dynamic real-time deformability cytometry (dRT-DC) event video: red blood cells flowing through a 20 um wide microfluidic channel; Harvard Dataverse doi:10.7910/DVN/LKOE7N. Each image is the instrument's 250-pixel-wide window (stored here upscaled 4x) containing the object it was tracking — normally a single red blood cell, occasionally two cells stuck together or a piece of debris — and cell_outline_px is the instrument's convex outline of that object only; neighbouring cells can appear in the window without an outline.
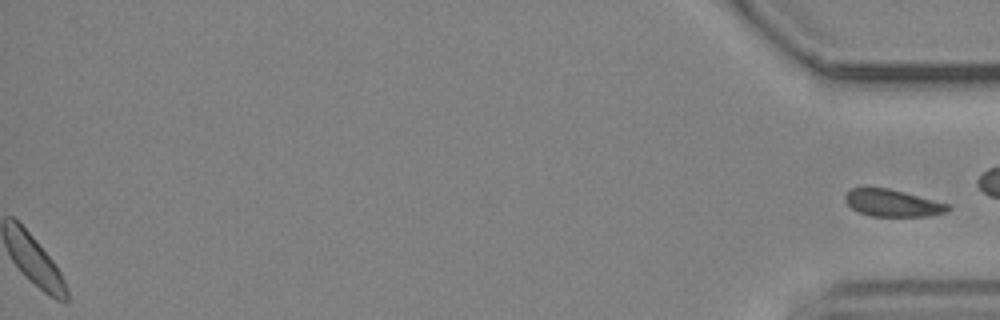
{"species": "common noctule bat (a hibernating species)", "species_latin": "Nyctalus noctula", "temperature_condition": "cold", "stored_images_in_passage": 49, "segment_of_instrument_passage": [2, 2], "camera_frame_rate_fps": 3000, "um_per_image_px": 0.085, "animal": {"sex": "male", "body_mass_g": 19.2, "forearm_length_mm": 51.8}, "frame": {"image": 1, "passage_image": 49, "time_ms": 16.0, "image_size_px": [1000, 320], "cell_outline_px": [[952, 208], [948, 212], [928, 216], [872, 216], [856, 212], [844, 200], [844, 196], [852, 188], [888, 188], [904, 192], [948, 204]], "centroid_in_image_um": [75.86, 17.27], "position_along_channel_um": 359.3, "area_um2": 16.13}}